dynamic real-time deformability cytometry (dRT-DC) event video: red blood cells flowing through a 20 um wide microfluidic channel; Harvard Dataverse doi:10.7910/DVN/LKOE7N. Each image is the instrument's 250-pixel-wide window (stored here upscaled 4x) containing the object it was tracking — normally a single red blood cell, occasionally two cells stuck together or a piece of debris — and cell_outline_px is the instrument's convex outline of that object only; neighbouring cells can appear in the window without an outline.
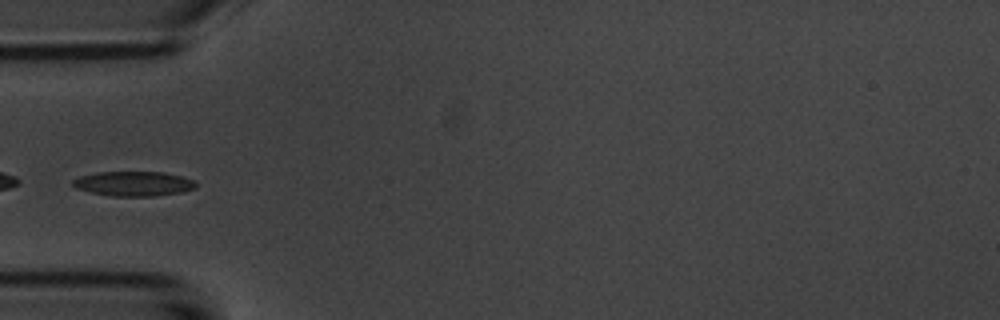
{"species": "common noctule bat (a hibernating species)", "species_latin": "Nyctalus noctula", "temperature_condition": "room temperature", "stored_images_in_passage": 38, "camera_frame_rate_fps": 3000, "um_per_image_px": 0.085, "animal": {"sex": "male", "body_mass_g": 20.1, "forearm_length_mm": 53.5}, "frame": {"image": 1, "passage_image": 1, "time_ms": 0.0, "image_size_px": [1000, 320], "cell_outline_px": [[196, 188], [180, 192], [152, 196], [112, 196], [92, 192], [76, 188], [72, 184], [72, 180], [80, 176], [96, 172], [164, 172], [196, 180]], "centroid_in_image_um": [11.36, 15.6], "position_along_channel_um": 73.6, "area_um2": 17.63}}
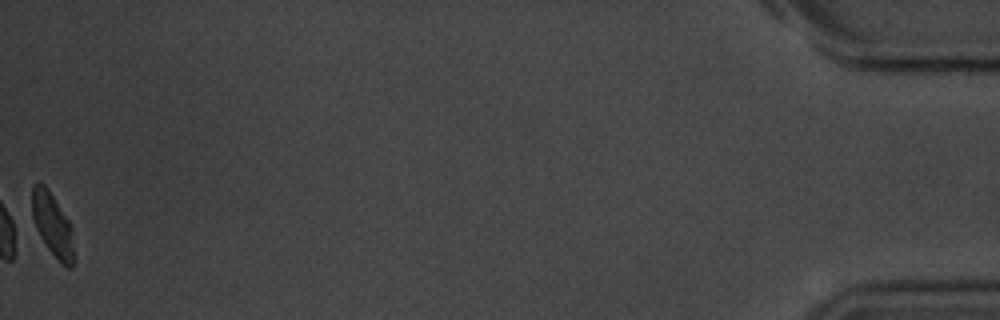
{"frame": {"image": 2, "passage_image": 38, "time_ms": 12.333, "image_size_px": [1000, 320], "cell_outline_px": [[76, 264], [72, 268], [68, 268], [60, 264], [44, 244], [36, 228], [32, 216], [32, 184], [36, 180], [44, 184], [48, 188], [72, 224], [76, 260]], "centroid_in_image_um": [4.52, 19.16], "position_along_channel_um": 430.7, "area_um2": 16.36}}